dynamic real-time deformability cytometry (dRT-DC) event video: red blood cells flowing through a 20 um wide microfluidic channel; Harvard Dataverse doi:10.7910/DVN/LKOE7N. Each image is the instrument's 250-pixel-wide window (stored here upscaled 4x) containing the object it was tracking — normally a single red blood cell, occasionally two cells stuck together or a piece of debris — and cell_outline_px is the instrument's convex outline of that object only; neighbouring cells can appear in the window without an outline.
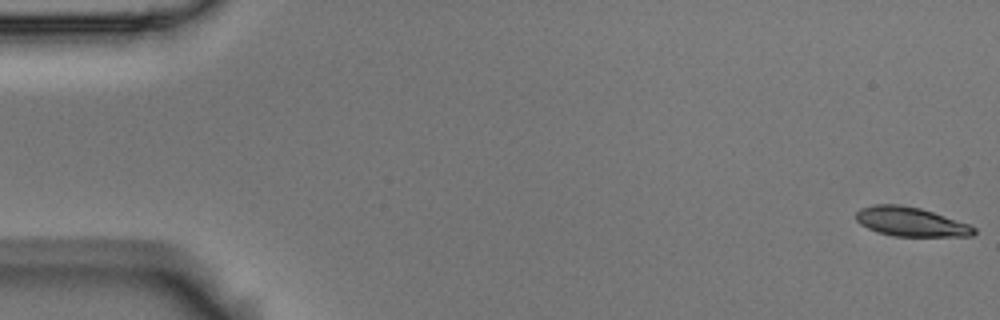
{"species": "Egyptian fruit bat (a non-hibernating species)", "species_latin": "Rousettus aegyptiacus", "temperature_condition": "room temperature", "stored_images_in_passage": 4, "camera_frame_rate_fps": 3000, "um_per_image_px": 0.085, "animal": {"sex": "male"}, "frame": {"image": 1, "passage_image": 1, "time_ms": 0.0, "image_size_px": [1000, 320], "cell_outline_px": [[976, 232], [972, 236], [896, 236], [876, 232], [860, 224], [856, 220], [856, 212], [860, 208], [876, 204], [900, 204], [920, 208], [968, 224], [976, 228]], "centroid_in_image_um": [77.38, 18.85], "position_along_channel_um": 7.6, "area_um2": 19.94}}
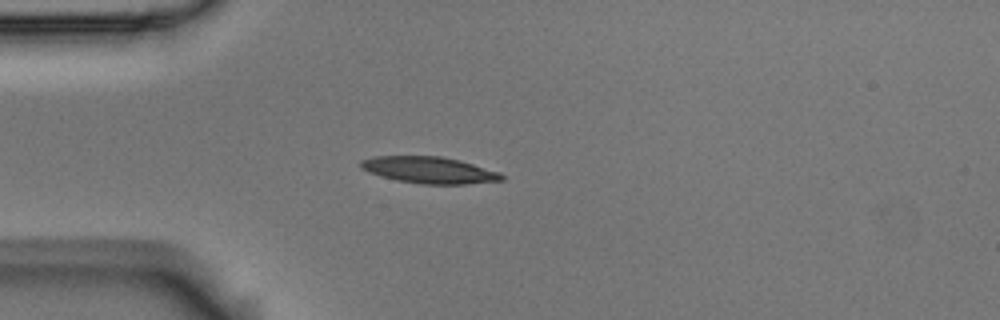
{"frame": {"image": 2, "passage_image": 4, "time_ms": 1.0, "image_size_px": [1000, 320], "cell_outline_px": [[504, 180], [468, 184], [420, 184], [396, 180], [380, 176], [368, 172], [360, 168], [360, 160], [372, 156], [440, 156], [460, 160], [500, 172], [504, 176]], "centroid_in_image_um": [36.47, 14.45], "position_along_channel_um": 48.5, "area_um2": 22.02}}